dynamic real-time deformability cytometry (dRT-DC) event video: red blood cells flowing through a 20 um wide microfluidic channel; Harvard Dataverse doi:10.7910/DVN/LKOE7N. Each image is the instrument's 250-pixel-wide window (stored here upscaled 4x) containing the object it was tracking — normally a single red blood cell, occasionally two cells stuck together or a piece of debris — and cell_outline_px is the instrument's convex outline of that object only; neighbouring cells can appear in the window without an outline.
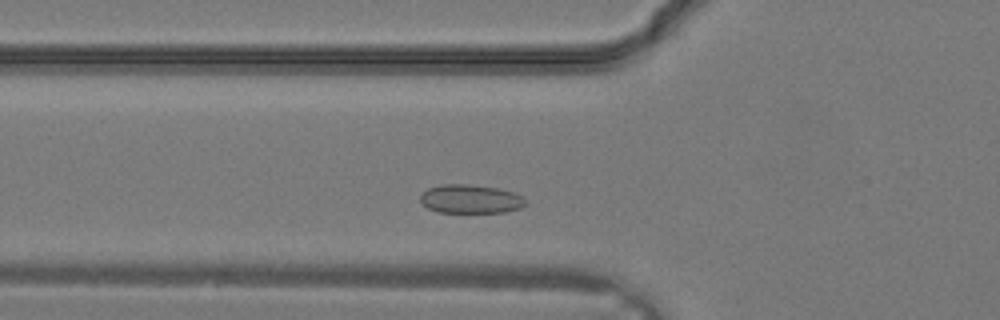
{"species": "common noctule bat (a hibernating species)", "species_latin": "Nyctalus noctula", "temperature_condition": "warm", "stored_images_in_passage": 26, "camera_frame_rate_fps": 3000, "um_per_image_px": 0.085, "animal": {"sex": "male", "body_mass_g": 19.2, "forearm_length_mm": 51.8}, "frame": {"image": 1, "passage_image": 5, "time_ms": 1.333, "image_size_px": [1000, 320], "cell_outline_px": [[524, 204], [520, 208], [504, 212], [436, 212], [428, 208], [420, 200], [420, 196], [428, 188], [440, 184], [468, 184], [496, 188], [512, 192], [520, 196], [524, 200]], "centroid_in_image_um": [39.94, 16.91], "position_along_channel_um": 85.9, "area_um2": 17.34}}
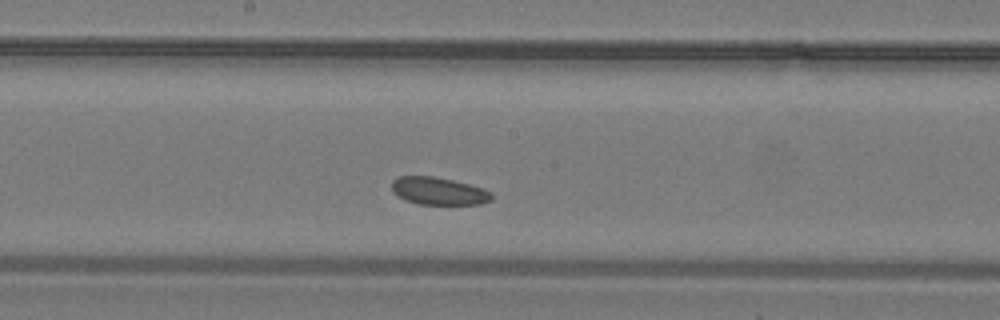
{"frame": {"image": 2, "passage_image": 11, "time_ms": 3.333, "image_size_px": [1000, 320], "cell_outline_px": [[492, 200], [480, 204], [420, 204], [408, 200], [392, 192], [392, 180], [400, 176], [432, 176], [452, 180], [484, 188], [492, 192]], "centroid_in_image_um": [37.31, 16.23], "position_along_channel_um": 210.9, "area_um2": 15.9}}
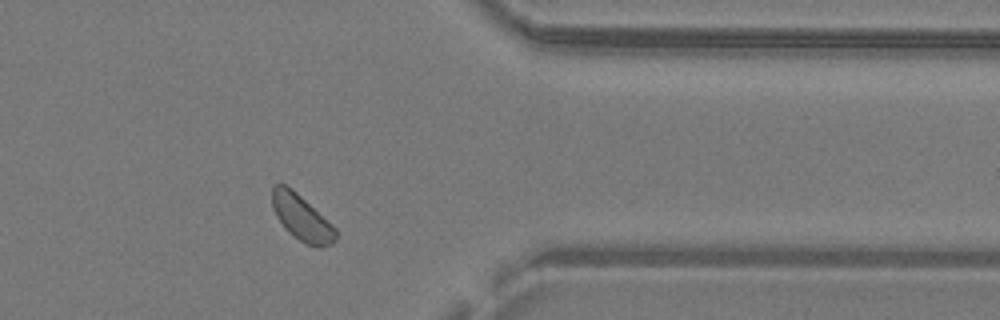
{"frame": {"image": 3, "passage_image": 20, "time_ms": 6.333, "image_size_px": [1000, 320], "cell_outline_px": [[336, 240], [332, 244], [320, 248], [304, 244], [292, 236], [284, 228], [276, 216], [272, 208], [272, 184], [284, 184], [292, 188], [332, 224], [336, 228]], "centroid_in_image_um": [25.63, 18.53], "position_along_channel_um": 385.8, "area_um2": 17.17}}